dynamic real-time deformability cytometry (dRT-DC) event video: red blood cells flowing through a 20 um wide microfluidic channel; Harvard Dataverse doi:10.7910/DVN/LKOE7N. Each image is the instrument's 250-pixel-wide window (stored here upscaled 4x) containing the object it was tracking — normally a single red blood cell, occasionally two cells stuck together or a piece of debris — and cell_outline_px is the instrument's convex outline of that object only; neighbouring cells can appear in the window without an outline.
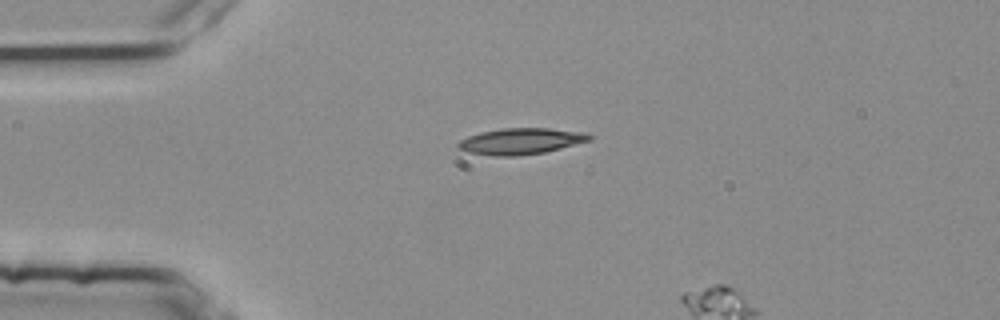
{"species": "common noctule bat (a hibernating species)", "species_latin": "Nyctalus noctula", "temperature_condition": "room temperature", "stored_images_in_passage": 5, "segment_of_instrument_passage": [1, 2], "camera_frame_rate_fps": 3000, "um_per_image_px": 0.085, "animal": {"sex": "female", "body_mass_g": 25.1}, "frame": {"image": 1, "passage_image": 1, "time_ms": 0.0, "image_size_px": [1000, 320], "cell_outline_px": [[592, 140], [544, 152], [516, 156], [496, 156], [468, 152], [456, 148], [456, 144], [460, 140], [468, 136], [480, 132], [504, 128], [548, 128], [588, 132], [592, 136]], "centroid_in_image_um": [44.28, 11.99], "position_along_channel_um": 40.7, "area_um2": 20.11}}